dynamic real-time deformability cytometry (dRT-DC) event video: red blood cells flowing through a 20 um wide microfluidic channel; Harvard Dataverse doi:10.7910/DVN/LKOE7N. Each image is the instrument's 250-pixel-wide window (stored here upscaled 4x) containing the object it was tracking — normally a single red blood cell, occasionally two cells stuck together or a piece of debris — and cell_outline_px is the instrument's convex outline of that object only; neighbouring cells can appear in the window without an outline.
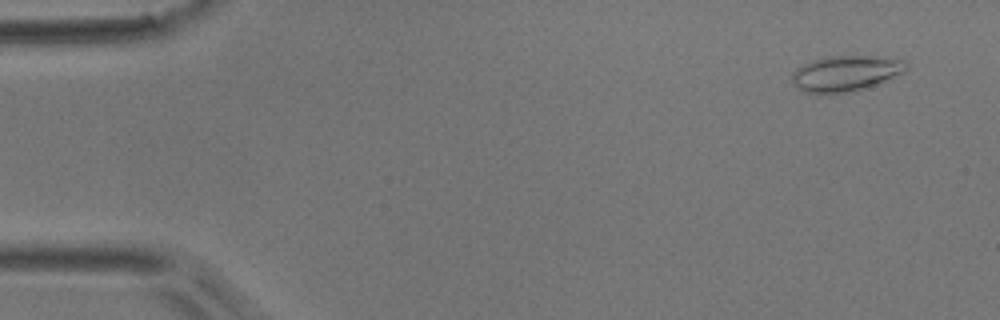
{"species": "common noctule bat (a hibernating species)", "species_latin": "Nyctalus noctula", "temperature_condition": "room temperature", "stored_images_in_passage": 16, "camera_frame_rate_fps": 3000, "um_per_image_px": 0.085, "animal": {"sex": "male", "body_mass_g": 17.9}, "frame": {"image": 1, "passage_image": 3, "time_ms": 0.667, "image_size_px": [1000, 320], "cell_outline_px": [[908, 68], [904, 72], [864, 88], [852, 92], [804, 92], [792, 80], [792, 72], [796, 68], [812, 60], [828, 56], [876, 56], [908, 60]], "centroid_in_image_um": [71.92, 6.2], "position_along_channel_um": 13.1, "area_um2": 23.35}}